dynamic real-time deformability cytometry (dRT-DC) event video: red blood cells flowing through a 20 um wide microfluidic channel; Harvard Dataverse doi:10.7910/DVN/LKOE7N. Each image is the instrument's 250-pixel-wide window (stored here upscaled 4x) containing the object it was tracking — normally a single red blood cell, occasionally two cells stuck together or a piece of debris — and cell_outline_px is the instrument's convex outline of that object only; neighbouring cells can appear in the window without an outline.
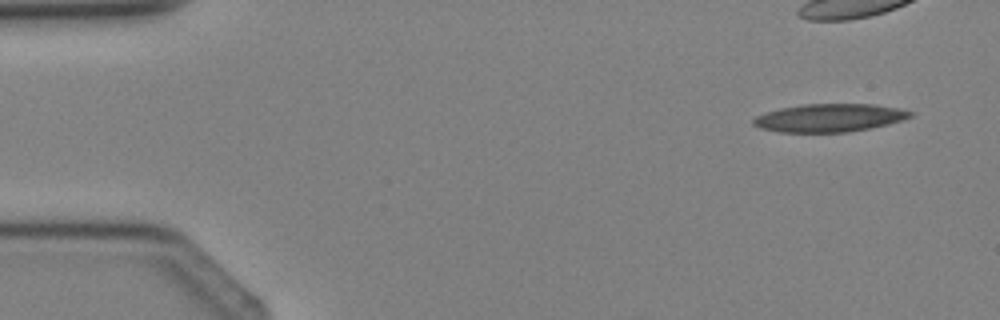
{"species": "Egyptian fruit bat (a non-hibernating species)", "species_latin": "Rousettus aegyptiacus", "temperature_condition": "cold", "stored_images_in_passage": 3, "camera_frame_rate_fps": 3000, "um_per_image_px": 0.085, "animal": {"sex": "female"}, "frame": {"image": 1, "passage_image": 3, "time_ms": 2.333, "image_size_px": [1000, 320], "cell_outline_px": [[912, 116], [904, 120], [888, 124], [848, 132], [780, 132], [760, 128], [752, 124], [752, 120], [756, 116], [764, 112], [780, 108], [804, 104], [872, 104], [900, 108], [912, 112]], "centroid_in_image_um": [70.48, 10.01], "position_along_channel_um": 14.5, "area_um2": 25.66}}